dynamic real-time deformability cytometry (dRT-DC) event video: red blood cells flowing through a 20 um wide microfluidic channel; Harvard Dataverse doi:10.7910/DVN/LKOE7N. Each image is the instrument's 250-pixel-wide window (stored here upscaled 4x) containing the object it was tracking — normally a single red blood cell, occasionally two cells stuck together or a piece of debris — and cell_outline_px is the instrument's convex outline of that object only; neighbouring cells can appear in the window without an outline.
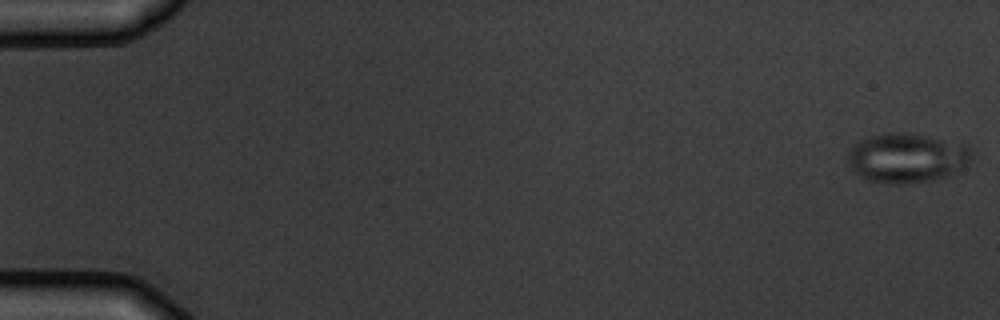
{"species": "common noctule bat (a hibernating species)", "species_latin": "Nyctalus noctula", "temperature_condition": "warm", "stored_images_in_passage": 5, "camera_frame_rate_fps": 3000, "um_per_image_px": 0.085, "animal": {"sex": "male", "body_mass_g": 19.5, "forearm_length_mm": 54.6}, "frame": {"image": 1, "passage_image": 1, "time_ms": 0.0, "image_size_px": [1000, 320], "cell_outline_px": [[972, 160], [968, 164], [956, 172], [948, 176], [932, 180], [904, 184], [888, 184], [868, 180], [860, 176], [848, 164], [848, 152], [860, 140], [868, 136], [888, 132], [900, 132], [924, 136], [968, 144], [972, 148]], "centroid_in_image_um": [77.12, 13.43], "position_along_channel_um": 7.9, "area_um2": 35.89}}